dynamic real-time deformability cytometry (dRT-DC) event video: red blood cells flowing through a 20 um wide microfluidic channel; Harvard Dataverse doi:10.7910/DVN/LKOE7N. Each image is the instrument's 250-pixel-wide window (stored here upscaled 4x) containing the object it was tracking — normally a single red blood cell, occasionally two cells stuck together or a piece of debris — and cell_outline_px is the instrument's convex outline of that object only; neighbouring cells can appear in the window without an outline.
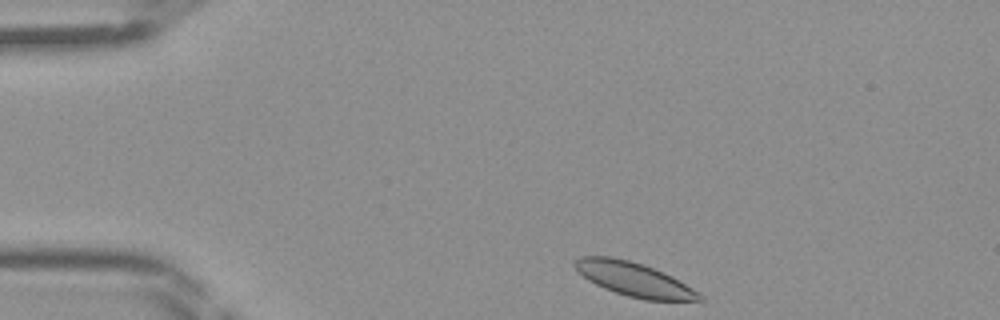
{"species": "Egyptian fruit bat (a non-hibernating species)", "species_latin": "Rousettus aegyptiacus", "temperature_condition": "room temperature", "stored_images_in_passage": 40, "segment_of_instrument_passage": [1, 2], "camera_frame_rate_fps": 3000, "um_per_image_px": 0.085, "frame": {"image": 1, "passage_image": 1, "time_ms": 0.0, "image_size_px": [1000, 320], "cell_outline_px": [[704, 300], [644, 300], [628, 296], [604, 288], [588, 280], [572, 264], [580, 256], [612, 256], [644, 264], [664, 272], [672, 276], [692, 288], [704, 296]], "centroid_in_image_um": [53.9, 23.73], "position_along_channel_um": 31.1, "area_um2": 24.45}}
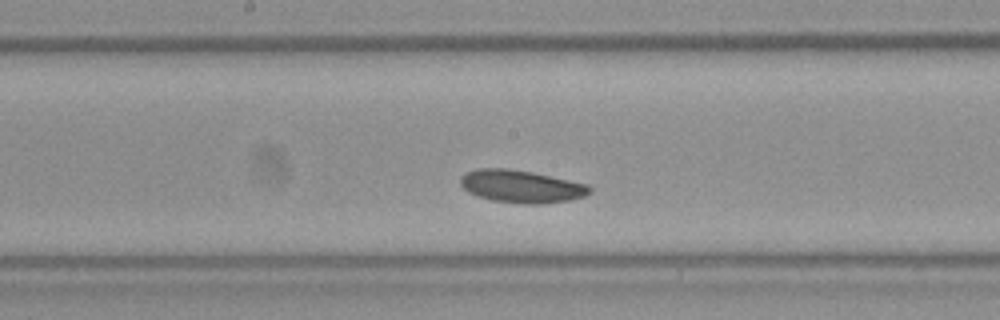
{"frame": {"image": 2, "passage_image": 17, "time_ms": 5.333, "image_size_px": [1000, 320], "cell_outline_px": [[592, 192], [584, 196], [572, 200], [540, 204], [520, 204], [492, 200], [468, 192], [460, 184], [460, 176], [476, 168], [508, 168], [532, 172], [588, 184], [592, 188]], "centroid_in_image_um": [44.33, 15.84], "position_along_channel_um": 203.9, "area_um2": 24.68}}
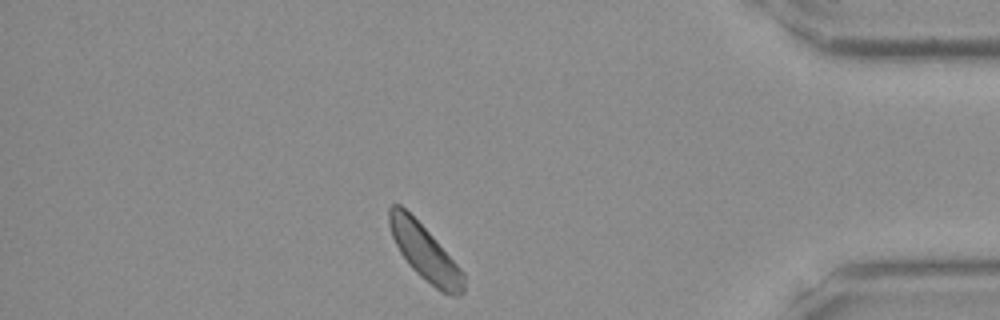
{"frame": {"image": 3, "passage_image": 33, "time_ms": 10.667, "image_size_px": [1000, 320], "cell_outline_px": [[464, 292], [460, 296], [452, 296], [440, 292], [424, 280], [408, 264], [400, 252], [392, 236], [388, 224], [388, 208], [392, 204], [400, 204], [432, 236], [464, 272]], "centroid_in_image_um": [36.11, 21.5], "position_along_channel_um": 399.1, "area_um2": 23.93}}